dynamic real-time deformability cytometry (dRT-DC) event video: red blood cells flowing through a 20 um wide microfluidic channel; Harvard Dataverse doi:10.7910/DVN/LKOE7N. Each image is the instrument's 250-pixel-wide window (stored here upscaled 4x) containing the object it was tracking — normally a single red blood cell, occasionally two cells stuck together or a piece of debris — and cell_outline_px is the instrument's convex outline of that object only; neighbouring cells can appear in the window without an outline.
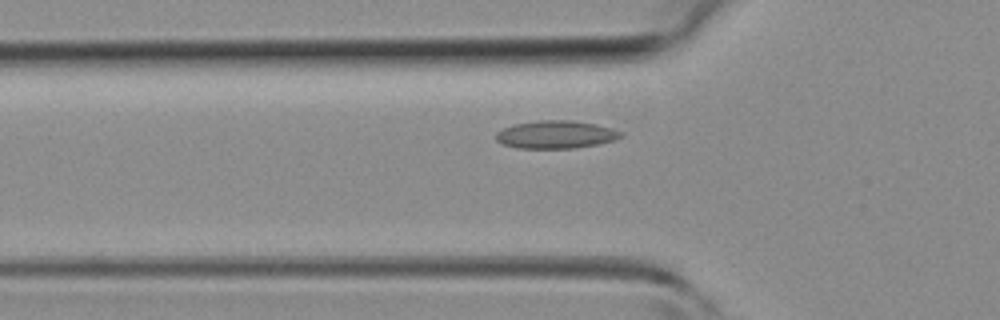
{"species": "common noctule bat (a hibernating species)", "species_latin": "Nyctalus noctula", "temperature_condition": "room temperature", "stored_images_in_passage": 35, "camera_frame_rate_fps": 3000, "um_per_image_px": 0.085, "animal": {"sex": "female", "body_mass_g": 19.3, "forearm_length_mm": 54.1}, "frame": {"image": 1, "passage_image": 5, "time_ms": 1.333, "image_size_px": [1000, 320], "cell_outline_px": [[624, 136], [616, 140], [596, 144], [572, 148], [516, 148], [504, 144], [496, 140], [496, 132], [512, 124], [536, 120], [572, 120], [596, 124], [612, 128], [620, 132]], "centroid_in_image_um": [47.24, 11.42], "position_along_channel_um": 78.6, "area_um2": 20.29}}
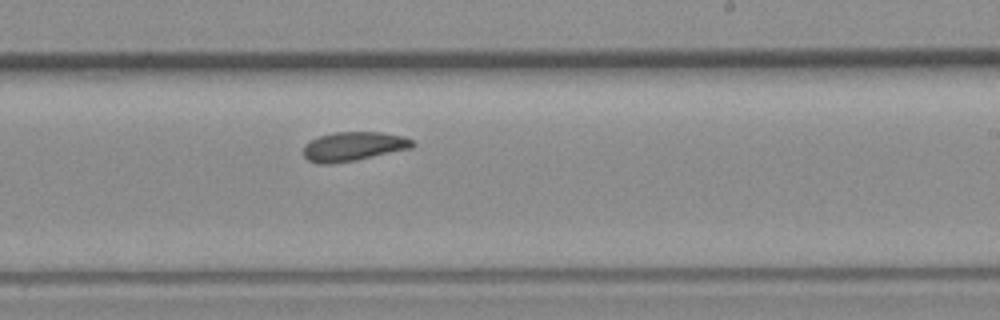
{"frame": {"image": 2, "passage_image": 17, "time_ms": 5.333, "image_size_px": [1000, 320], "cell_outline_px": [[416, 144], [412, 148], [356, 160], [332, 164], [320, 164], [308, 160], [304, 156], [304, 144], [320, 136], [336, 132], [380, 132], [404, 136], [412, 140]], "centroid_in_image_um": [30.06, 12.45], "position_along_channel_um": 258.9, "area_um2": 18.5}}
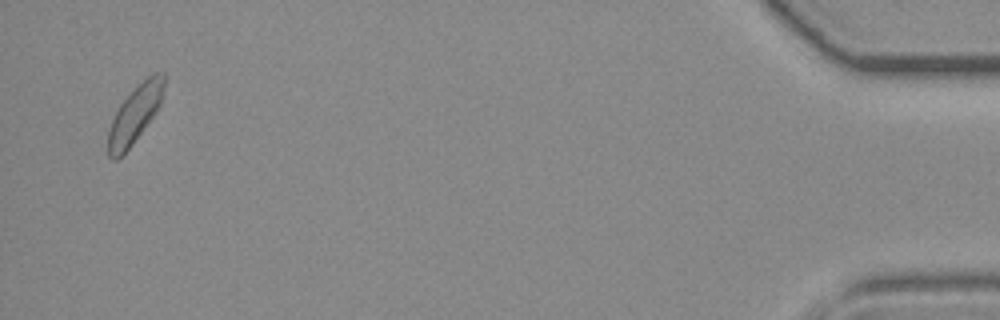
{"frame": {"image": 3, "passage_image": 34, "time_ms": 11.0, "image_size_px": [1000, 320], "cell_outline_px": [[164, 88], [160, 104], [156, 112], [132, 144], [116, 160], [112, 160], [108, 156], [108, 132], [112, 120], [120, 104], [152, 72], [164, 72]], "centroid_in_image_um": [11.47, 9.72], "position_along_channel_um": 423.7, "area_um2": 18.15}}